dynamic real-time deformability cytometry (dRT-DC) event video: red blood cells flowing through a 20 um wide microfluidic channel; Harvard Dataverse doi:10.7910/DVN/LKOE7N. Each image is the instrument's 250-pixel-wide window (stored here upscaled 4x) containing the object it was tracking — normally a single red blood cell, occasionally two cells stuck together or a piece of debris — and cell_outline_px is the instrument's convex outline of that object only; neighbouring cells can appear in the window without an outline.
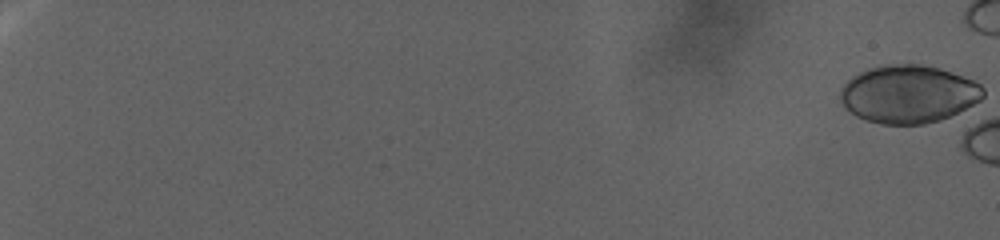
{"species": "human", "species_latin": "Homo sapiens", "temperature_condition": "warm", "stored_images_in_passage": 39, "camera_frame_rate_fps": 3000, "um_per_image_px": 0.085, "donor": {"sex": "female"}, "frame": {"image": 1, "passage_image": 1, "time_ms": 0.0, "image_size_px": [1000, 240], "cell_outline_px": [[984, 96], [980, 100], [940, 120], [924, 124], [880, 124], [864, 120], [856, 116], [844, 108], [840, 100], [840, 88], [852, 76], [868, 68], [884, 64], [920, 64], [940, 68], [952, 72], [972, 80], [980, 84], [984, 88]], "centroid_in_image_um": [77.17, 7.99], "position_along_channel_um": 7.8, "area_um2": 48.26}}